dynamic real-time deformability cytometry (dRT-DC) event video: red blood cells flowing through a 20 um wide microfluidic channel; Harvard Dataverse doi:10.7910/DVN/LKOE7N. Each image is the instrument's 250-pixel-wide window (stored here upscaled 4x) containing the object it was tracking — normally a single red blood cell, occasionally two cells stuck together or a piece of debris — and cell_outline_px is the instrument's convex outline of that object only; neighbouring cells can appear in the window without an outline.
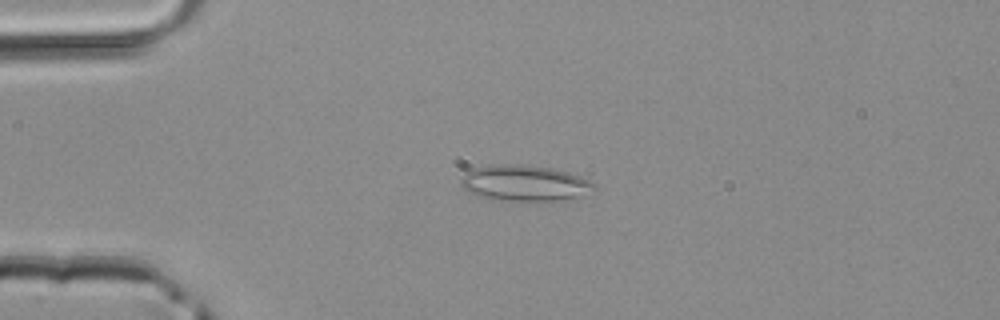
{"species": "common noctule bat (a hibernating species)", "species_latin": "Nyctalus noctula", "temperature_condition": "room temperature", "stored_images_in_passage": 2, "camera_frame_rate_fps": 3000, "um_per_image_px": 0.085, "animal": {"sex": "male", "body_mass_g": 20.4}, "frame": {"image": 1, "passage_image": 1, "time_ms": 0.0, "image_size_px": [1000, 320], "cell_outline_px": [[596, 188], [576, 196], [556, 200], [492, 200], [476, 196], [468, 192], [460, 184], [460, 176], [476, 168], [500, 164], [516, 164], [552, 168], [568, 172], [592, 180], [596, 184]], "centroid_in_image_um": [44.55, 15.56], "position_along_channel_um": 40.5, "area_um2": 27.57}}